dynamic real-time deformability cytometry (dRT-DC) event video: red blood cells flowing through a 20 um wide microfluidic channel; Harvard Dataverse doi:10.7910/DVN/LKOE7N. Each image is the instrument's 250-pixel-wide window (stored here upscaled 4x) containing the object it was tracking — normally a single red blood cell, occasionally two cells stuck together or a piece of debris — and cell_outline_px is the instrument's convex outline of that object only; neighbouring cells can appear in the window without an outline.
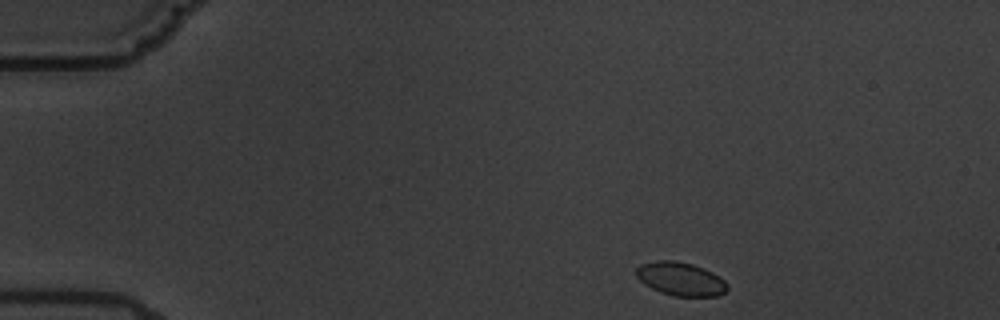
{"species": "common noctule bat (a hibernating species)", "species_latin": "Nyctalus noctula", "temperature_condition": "warm", "stored_images_in_passage": 11, "camera_frame_rate_fps": 3000, "um_per_image_px": 0.085, "animal": {"sex": "male", "body_mass_g": 19.5, "forearm_length_mm": 54.6}, "frame": {"image": 1, "passage_image": 1, "time_ms": 0.0, "image_size_px": [1000, 320], "cell_outline_px": [[728, 288], [720, 296], [672, 296], [660, 292], [644, 284], [636, 276], [636, 268], [640, 264], [660, 260], [672, 260], [692, 264], [704, 268], [712, 272], [724, 280], [728, 284]], "centroid_in_image_um": [57.85, 23.71], "position_along_channel_um": 27.1, "area_um2": 17.8}}
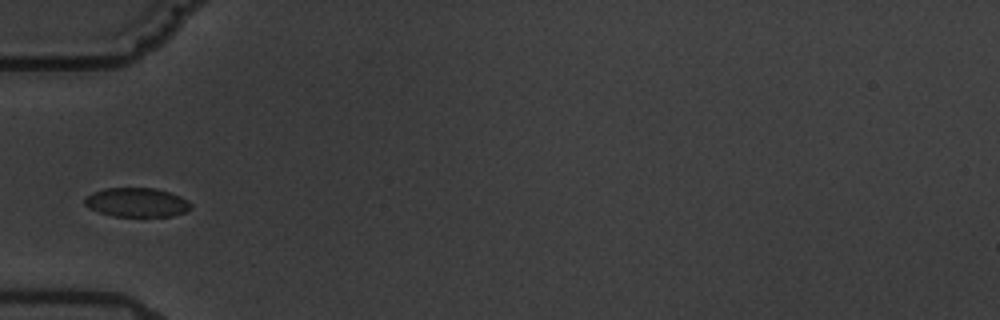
{"frame": {"image": 2, "passage_image": 4, "time_ms": 3.667, "image_size_px": [1000, 320], "cell_outline_px": [[192, 208], [184, 212], [172, 216], [112, 216], [88, 208], [84, 204], [84, 200], [92, 192], [104, 188], [156, 188], [180, 196], [188, 200], [192, 204]], "centroid_in_image_um": [11.63, 17.2], "position_along_channel_um": 73.4, "area_um2": 18.03}}